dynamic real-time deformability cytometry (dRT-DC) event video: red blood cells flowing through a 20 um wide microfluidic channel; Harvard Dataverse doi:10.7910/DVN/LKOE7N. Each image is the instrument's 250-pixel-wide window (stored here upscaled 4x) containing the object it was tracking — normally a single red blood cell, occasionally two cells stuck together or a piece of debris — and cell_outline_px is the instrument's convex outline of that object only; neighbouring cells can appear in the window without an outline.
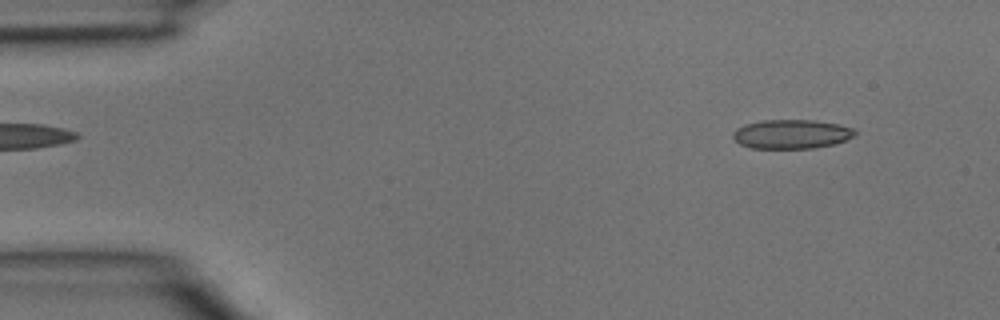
{"species": "common noctule bat (a hibernating species)", "species_latin": "Nyctalus noctula", "temperature_condition": "room temperature", "stored_images_in_passage": 4, "segment_of_instrument_passage": [2, 2], "camera_frame_rate_fps": 3000, "um_per_image_px": 0.085, "animal": {"sex": "male", "body_mass_g": 15.6}, "frame": {"image": 1, "passage_image": 4, "time_ms": 1.0, "image_size_px": [1000, 320], "cell_outline_px": [[860, 132], [856, 136], [832, 144], [816, 148], [752, 148], [740, 144], [732, 136], [732, 132], [736, 128], [744, 124], [764, 120], [812, 120], [836, 124], [856, 128]], "centroid_in_image_um": [67.3, 11.39], "position_along_channel_um": 17.7, "area_um2": 20.81}}